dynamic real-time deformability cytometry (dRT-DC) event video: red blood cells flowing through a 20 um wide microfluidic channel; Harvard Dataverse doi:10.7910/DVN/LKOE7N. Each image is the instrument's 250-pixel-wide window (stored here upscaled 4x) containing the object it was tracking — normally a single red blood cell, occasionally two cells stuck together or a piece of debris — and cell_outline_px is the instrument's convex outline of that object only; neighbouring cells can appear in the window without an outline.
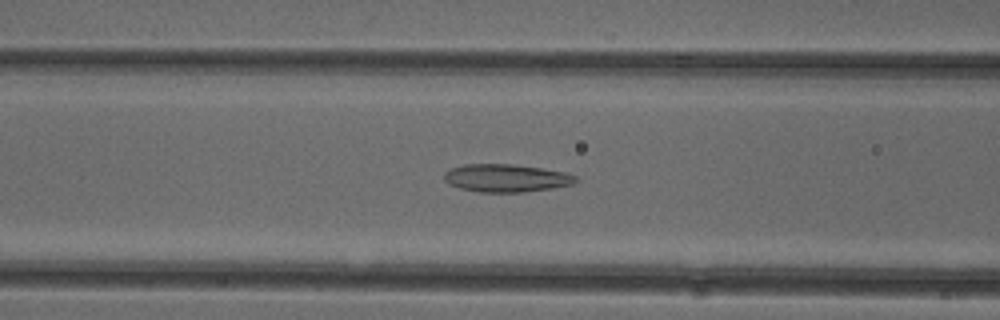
{"species": "common noctule bat (a hibernating species)", "species_latin": "Nyctalus noctula", "temperature_condition": "cold", "stored_images_in_passage": 51, "camera_frame_rate_fps": 3000, "um_per_image_px": 0.085, "animal": {"sex": "female"}, "frame": {"image": 1, "passage_image": 20, "time_ms": 6.333, "image_size_px": [1000, 320], "cell_outline_px": [[580, 180], [572, 184], [552, 188], [524, 192], [480, 192], [460, 188], [448, 184], [444, 180], [444, 172], [452, 168], [464, 164], [512, 164], [540, 168], [564, 172], [576, 176]], "centroid_in_image_um": [43.01, 15.14], "position_along_channel_um": 123.6, "area_um2": 21.33}}
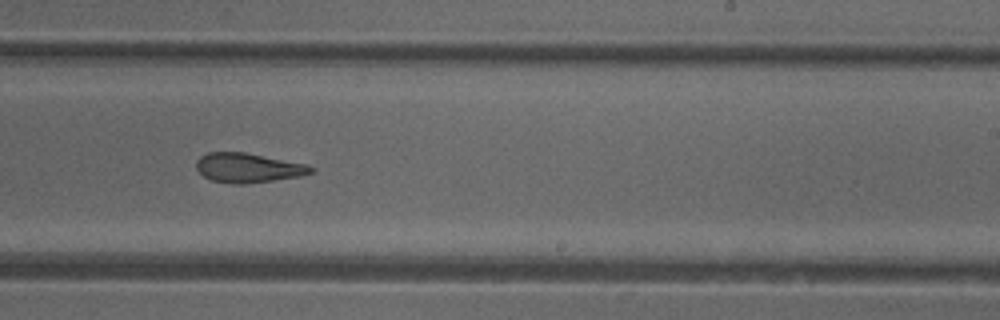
{"frame": {"image": 2, "passage_image": 31, "time_ms": 10.0, "image_size_px": [1000, 320], "cell_outline_px": [[316, 172], [300, 176], [244, 184], [232, 184], [212, 180], [204, 176], [196, 168], [196, 160], [200, 156], [208, 152], [244, 152], [308, 164], [316, 168]], "centroid_in_image_um": [21.12, 14.26], "position_along_channel_um": 267.9, "area_um2": 19.77}}
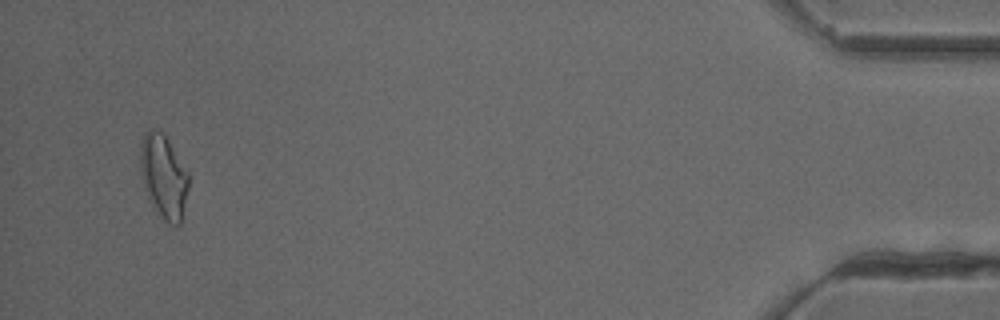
{"frame": {"image": 3, "passage_image": 49, "time_ms": 16.0, "image_size_px": [1000, 320], "cell_outline_px": [[188, 188], [180, 224], [168, 224], [152, 208], [144, 188], [140, 172], [140, 144], [144, 132], [164, 132], [188, 172]], "centroid_in_image_um": [13.89, 15.02], "position_along_channel_um": 421.3, "area_um2": 23.52}, "authors_computed_cell_mechanics": {"area_um2": 21.2704, "velocity_mm_per_s": 3.9342, "shape_relaxation_time_tau1_ms": null, "shape_relaxation_time_tau2_ms": 3.2734, "deformation_change_tau1": null, "deformation_change_tau2": 0.1141}}